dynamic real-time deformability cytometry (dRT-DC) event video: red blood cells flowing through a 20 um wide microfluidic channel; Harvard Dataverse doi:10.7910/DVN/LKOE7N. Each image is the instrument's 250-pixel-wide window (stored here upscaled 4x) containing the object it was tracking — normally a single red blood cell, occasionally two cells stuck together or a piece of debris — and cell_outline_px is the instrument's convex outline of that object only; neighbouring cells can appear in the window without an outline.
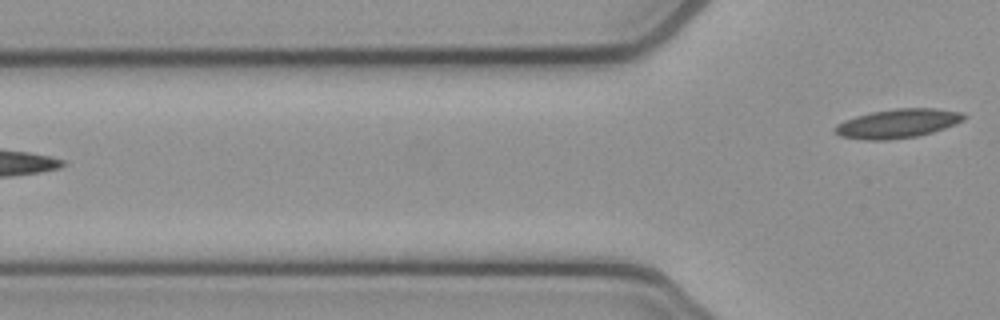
{"species": "common noctule bat (a hibernating species)", "species_latin": "Nyctalus noctula", "temperature_condition": "cold", "stored_images_in_passage": 6, "camera_frame_rate_fps": 3000, "um_per_image_px": 0.085, "animal": {"sex": "female", "body_mass_g": 21.9}, "frame": {"image": 1, "passage_image": 6, "time_ms": 1.667, "image_size_px": [1000, 320], "cell_outline_px": [[968, 116], [964, 120], [944, 128], [932, 132], [916, 136], [888, 140], [864, 140], [840, 136], [832, 132], [832, 128], [836, 124], [844, 120], [856, 116], [872, 112], [896, 108], [936, 108], [960, 112]], "centroid_in_image_um": [76.26, 10.5], "position_along_channel_um": 49.5, "area_um2": 21.91}}